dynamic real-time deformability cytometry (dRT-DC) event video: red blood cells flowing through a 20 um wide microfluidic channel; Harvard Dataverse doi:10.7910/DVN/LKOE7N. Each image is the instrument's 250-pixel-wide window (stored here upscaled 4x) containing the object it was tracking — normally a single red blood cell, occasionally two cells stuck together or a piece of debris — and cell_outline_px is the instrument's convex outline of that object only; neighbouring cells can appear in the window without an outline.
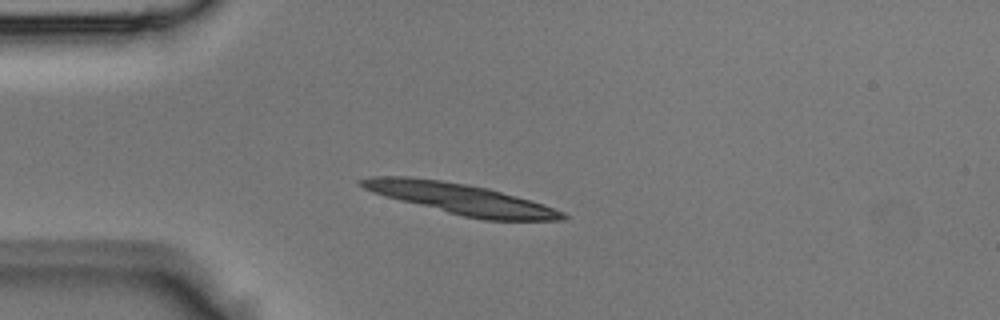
{"species": "Egyptian fruit bat (a non-hibernating species)", "species_latin": "Rousettus aegyptiacus", "temperature_condition": "room temperature", "stored_images_in_passage": 13, "camera_frame_rate_fps": 3000, "um_per_image_px": 0.085, "animal": {"sex": "male"}, "frame": {"image": 1, "passage_image": 10, "time_ms": 3.0, "image_size_px": [1000, 320], "cell_outline_px": [[568, 216], [564, 220], [484, 220], [464, 216], [384, 196], [372, 192], [356, 184], [356, 180], [372, 176], [408, 176], [440, 180], [488, 188], [544, 204], [564, 212]], "centroid_in_image_um": [39.13, 16.89], "position_along_channel_um": 45.9, "area_um2": 35.72}}